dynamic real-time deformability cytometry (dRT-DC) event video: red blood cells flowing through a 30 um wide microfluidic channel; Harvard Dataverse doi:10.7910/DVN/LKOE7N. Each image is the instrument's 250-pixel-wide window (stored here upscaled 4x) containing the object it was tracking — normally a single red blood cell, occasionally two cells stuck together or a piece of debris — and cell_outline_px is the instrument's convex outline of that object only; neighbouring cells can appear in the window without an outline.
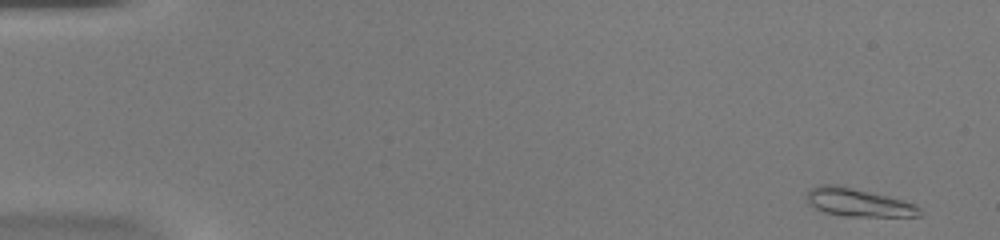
{"species": "common noctule bat (a hibernating species)", "species_latin": "Nyctalus noctula", "temperature_condition": "warm", "stored_images_in_passage": 51, "camera_frame_rate_fps": 3000, "um_per_image_px": 0.085, "animal": {"sex": "female", "body_mass_g": 20.0, "forearm_length_mm": 54.0}, "frame": {"image": 1, "passage_image": 1, "time_ms": 0.0, "image_size_px": [1000, 240], "cell_outline_px": [[924, 212], [920, 216], [844, 216], [824, 212], [808, 204], [808, 192], [812, 188], [820, 184], [836, 184], [888, 196], [904, 200], [916, 204]], "centroid_in_image_um": [72.99, 17.21], "position_along_channel_um": 12.0, "area_um2": 18.44}}
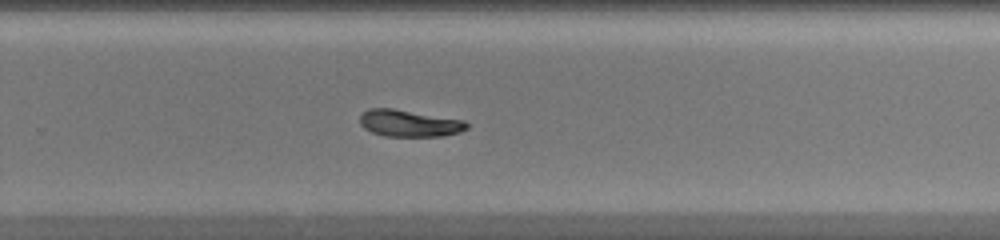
{"frame": {"image": 2, "passage_image": 34, "time_ms": 11.0, "image_size_px": [1000, 240], "cell_outline_px": [[468, 128], [460, 132], [440, 136], [384, 136], [372, 132], [364, 128], [360, 124], [360, 116], [368, 108], [392, 108], [464, 120], [468, 124]], "centroid_in_image_um": [34.77, 10.48], "position_along_channel_um": 295.0, "area_um2": 16.65}}
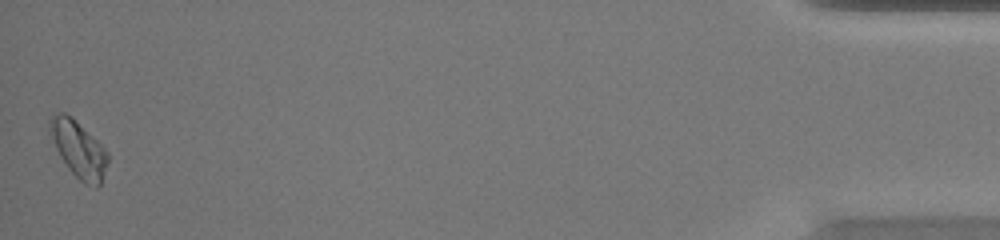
{"frame": {"image": 3, "passage_image": 51, "time_ms": 16.667, "image_size_px": [1000, 240], "cell_outline_px": [[108, 160], [100, 184], [96, 188], [84, 184], [68, 168], [60, 156], [56, 148], [48, 128], [48, 120], [52, 116], [60, 112], [64, 112], [72, 116], [108, 152]], "centroid_in_image_um": [6.66, 12.67], "position_along_channel_um": 428.5, "area_um2": 18.84}, "authors_computed_cell_mechanics": {"area_um2": 17.629, "velocity_mm_per_s": 3.9254, "shape_relaxation_time_tau1_ms": 4.8067, "shape_relaxation_time_tau2_ms": 9.6331, "deformation_change_tau1": 0.1565, "deformation_change_tau2": 0.1396}}